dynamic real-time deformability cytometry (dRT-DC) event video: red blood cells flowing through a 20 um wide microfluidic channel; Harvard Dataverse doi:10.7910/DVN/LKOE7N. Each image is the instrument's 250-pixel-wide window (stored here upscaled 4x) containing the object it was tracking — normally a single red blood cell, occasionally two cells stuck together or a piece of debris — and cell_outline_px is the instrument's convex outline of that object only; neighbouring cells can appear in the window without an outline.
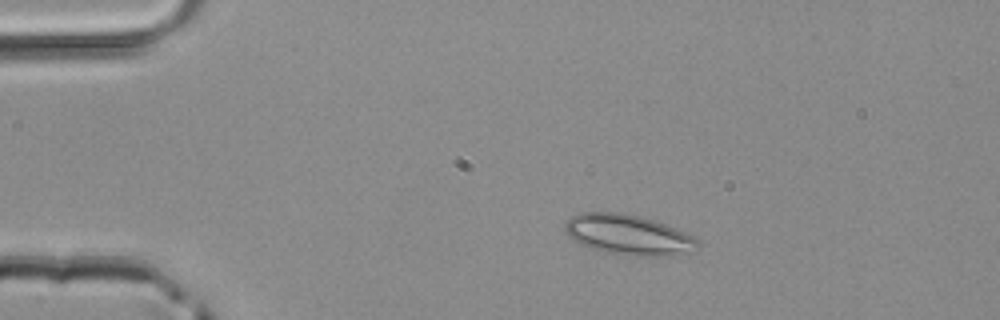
{"species": "common noctule bat (a hibernating species)", "species_latin": "Nyctalus noctula", "temperature_condition": "room temperature", "stored_images_in_passage": 2, "camera_frame_rate_fps": 3000, "um_per_image_px": 0.085, "animal": {"sex": "male", "body_mass_g": 20.4}, "frame": {"image": 1, "passage_image": 1, "time_ms": 0.0, "image_size_px": [1000, 320], "cell_outline_px": [[700, 244], [692, 252], [676, 256], [636, 256], [604, 252], [580, 244], [572, 240], [568, 236], [564, 228], [564, 224], [572, 216], [580, 212], [620, 212], [640, 216], [664, 224], [684, 232], [692, 236]], "centroid_in_image_um": [53.39, 19.96], "position_along_channel_um": 31.6, "area_um2": 31.21}}